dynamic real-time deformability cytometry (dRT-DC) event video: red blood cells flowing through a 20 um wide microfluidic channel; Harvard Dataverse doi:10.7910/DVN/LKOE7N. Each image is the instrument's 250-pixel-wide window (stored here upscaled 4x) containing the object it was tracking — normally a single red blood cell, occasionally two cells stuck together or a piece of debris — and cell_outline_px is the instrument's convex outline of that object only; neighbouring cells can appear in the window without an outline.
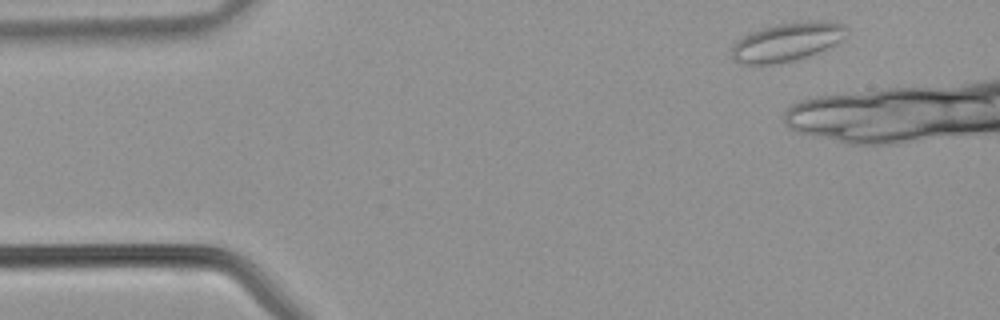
{"species": "common noctule bat (a hibernating species)", "species_latin": "Nyctalus noctula", "temperature_condition": "warm", "stored_images_in_passage": 6, "camera_frame_rate_fps": 3000, "um_per_image_px": 0.085, "animal": {"sex": "male", "body_mass_g": 21.5, "forearm_length_mm": 52.0}, "frame": {"image": 1, "passage_image": 2, "time_ms": 0.333, "image_size_px": [1000, 320], "cell_outline_px": [[848, 36], [836, 44], [820, 52], [796, 60], [776, 64], [740, 64], [732, 56], [732, 44], [736, 40], [760, 28], [776, 24], [808, 20], [824, 20], [844, 24], [848, 28]], "centroid_in_image_um": [66.96, 3.55], "position_along_channel_um": 18.0, "area_um2": 26.36}}